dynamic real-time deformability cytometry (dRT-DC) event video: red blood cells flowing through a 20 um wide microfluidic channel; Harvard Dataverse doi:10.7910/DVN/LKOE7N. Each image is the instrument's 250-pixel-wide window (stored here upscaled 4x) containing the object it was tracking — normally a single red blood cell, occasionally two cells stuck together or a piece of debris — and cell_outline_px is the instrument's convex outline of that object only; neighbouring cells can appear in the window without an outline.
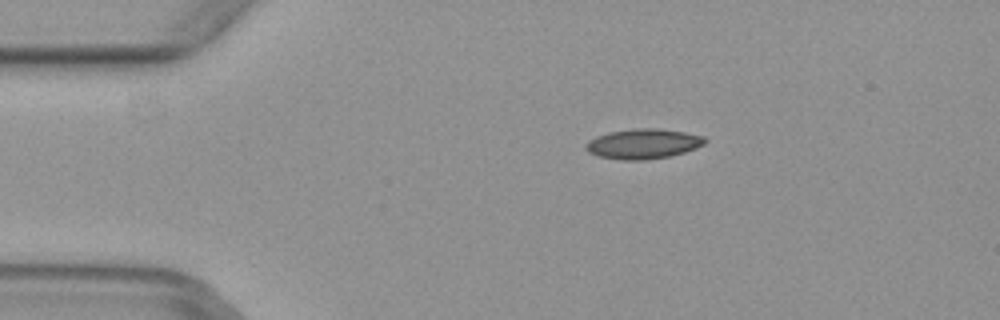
{"species": "common noctule bat (a hibernating species)", "species_latin": "Nyctalus noctula", "temperature_condition": "warm", "stored_images_in_passage": 5, "camera_frame_rate_fps": 3000, "um_per_image_px": 0.085, "animal": {"sex": "female", "body_mass_g": 29.2, "forearm_length_mm": 56.3}, "frame": {"image": 1, "passage_image": 3, "time_ms": 0.667, "image_size_px": [1000, 320], "cell_outline_px": [[708, 140], [704, 144], [696, 148], [684, 152], [668, 156], [644, 160], [620, 160], [600, 156], [588, 152], [584, 148], [584, 144], [588, 140], [596, 136], [608, 132], [636, 128], [660, 128], [684, 132], [704, 136]], "centroid_in_image_um": [54.65, 12.21], "position_along_channel_um": 30.3, "area_um2": 20.92}}